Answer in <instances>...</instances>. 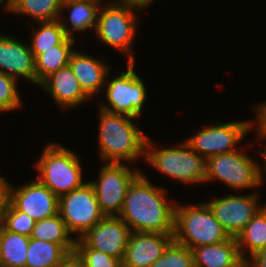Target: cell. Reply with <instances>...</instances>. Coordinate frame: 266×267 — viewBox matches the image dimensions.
<instances>
[{
    "label": "cell",
    "mask_w": 266,
    "mask_h": 267,
    "mask_svg": "<svg viewBox=\"0 0 266 267\" xmlns=\"http://www.w3.org/2000/svg\"><path fill=\"white\" fill-rule=\"evenodd\" d=\"M141 172L130 184L119 217L131 232L173 234L175 200Z\"/></svg>",
    "instance_id": "cell-1"
},
{
    "label": "cell",
    "mask_w": 266,
    "mask_h": 267,
    "mask_svg": "<svg viewBox=\"0 0 266 267\" xmlns=\"http://www.w3.org/2000/svg\"><path fill=\"white\" fill-rule=\"evenodd\" d=\"M98 151L104 163H134L145 159L147 135L133 123L134 118L98 108Z\"/></svg>",
    "instance_id": "cell-2"
},
{
    "label": "cell",
    "mask_w": 266,
    "mask_h": 267,
    "mask_svg": "<svg viewBox=\"0 0 266 267\" xmlns=\"http://www.w3.org/2000/svg\"><path fill=\"white\" fill-rule=\"evenodd\" d=\"M230 238L207 203L175 205L173 240L189 249Z\"/></svg>",
    "instance_id": "cell-3"
},
{
    "label": "cell",
    "mask_w": 266,
    "mask_h": 267,
    "mask_svg": "<svg viewBox=\"0 0 266 267\" xmlns=\"http://www.w3.org/2000/svg\"><path fill=\"white\" fill-rule=\"evenodd\" d=\"M79 158L60 143H47L34 165L39 173L37 179L57 197L69 193L86 183Z\"/></svg>",
    "instance_id": "cell-4"
},
{
    "label": "cell",
    "mask_w": 266,
    "mask_h": 267,
    "mask_svg": "<svg viewBox=\"0 0 266 267\" xmlns=\"http://www.w3.org/2000/svg\"><path fill=\"white\" fill-rule=\"evenodd\" d=\"M144 160L147 165L187 186L205 183L206 160L185 141L172 148L161 149L154 146L147 136Z\"/></svg>",
    "instance_id": "cell-5"
},
{
    "label": "cell",
    "mask_w": 266,
    "mask_h": 267,
    "mask_svg": "<svg viewBox=\"0 0 266 267\" xmlns=\"http://www.w3.org/2000/svg\"><path fill=\"white\" fill-rule=\"evenodd\" d=\"M104 4L94 31L97 39L127 55L128 62H135L132 46L140 22L138 13L143 10L120 0H110Z\"/></svg>",
    "instance_id": "cell-6"
},
{
    "label": "cell",
    "mask_w": 266,
    "mask_h": 267,
    "mask_svg": "<svg viewBox=\"0 0 266 267\" xmlns=\"http://www.w3.org/2000/svg\"><path fill=\"white\" fill-rule=\"evenodd\" d=\"M135 62H128L127 70L121 71L109 81L108 72L102 93H106V104L101 102L98 107L104 111L125 114L134 118L142 115L147 99V88L144 80L134 70ZM109 81V82H108Z\"/></svg>",
    "instance_id": "cell-7"
},
{
    "label": "cell",
    "mask_w": 266,
    "mask_h": 267,
    "mask_svg": "<svg viewBox=\"0 0 266 267\" xmlns=\"http://www.w3.org/2000/svg\"><path fill=\"white\" fill-rule=\"evenodd\" d=\"M221 181L233 190L242 191L261 186L257 160L243 149L219 154L206 160L205 183ZM242 189V190H241Z\"/></svg>",
    "instance_id": "cell-8"
},
{
    "label": "cell",
    "mask_w": 266,
    "mask_h": 267,
    "mask_svg": "<svg viewBox=\"0 0 266 267\" xmlns=\"http://www.w3.org/2000/svg\"><path fill=\"white\" fill-rule=\"evenodd\" d=\"M141 172L126 163H104L100 167L98 179L89 183L105 216H119L128 188Z\"/></svg>",
    "instance_id": "cell-9"
},
{
    "label": "cell",
    "mask_w": 266,
    "mask_h": 267,
    "mask_svg": "<svg viewBox=\"0 0 266 267\" xmlns=\"http://www.w3.org/2000/svg\"><path fill=\"white\" fill-rule=\"evenodd\" d=\"M58 214L68 231L72 235L76 234V239L105 217L100 210L94 189L87 181L81 187L59 197Z\"/></svg>",
    "instance_id": "cell-10"
},
{
    "label": "cell",
    "mask_w": 266,
    "mask_h": 267,
    "mask_svg": "<svg viewBox=\"0 0 266 267\" xmlns=\"http://www.w3.org/2000/svg\"><path fill=\"white\" fill-rule=\"evenodd\" d=\"M203 127L185 142L205 160L240 149L239 144L253 130V121H232ZM241 141V142H240ZM238 145V146H237Z\"/></svg>",
    "instance_id": "cell-11"
},
{
    "label": "cell",
    "mask_w": 266,
    "mask_h": 267,
    "mask_svg": "<svg viewBox=\"0 0 266 267\" xmlns=\"http://www.w3.org/2000/svg\"><path fill=\"white\" fill-rule=\"evenodd\" d=\"M247 194V195H246ZM245 195L226 194V196L206 202L214 217L223 226L230 237H237L243 228L253 219L265 205H258V193Z\"/></svg>",
    "instance_id": "cell-12"
},
{
    "label": "cell",
    "mask_w": 266,
    "mask_h": 267,
    "mask_svg": "<svg viewBox=\"0 0 266 267\" xmlns=\"http://www.w3.org/2000/svg\"><path fill=\"white\" fill-rule=\"evenodd\" d=\"M9 202L35 221L58 214L59 197L37 178L15 187L8 181Z\"/></svg>",
    "instance_id": "cell-13"
},
{
    "label": "cell",
    "mask_w": 266,
    "mask_h": 267,
    "mask_svg": "<svg viewBox=\"0 0 266 267\" xmlns=\"http://www.w3.org/2000/svg\"><path fill=\"white\" fill-rule=\"evenodd\" d=\"M130 234V228L119 216H105L80 239L89 248L101 251L121 261Z\"/></svg>",
    "instance_id": "cell-14"
},
{
    "label": "cell",
    "mask_w": 266,
    "mask_h": 267,
    "mask_svg": "<svg viewBox=\"0 0 266 267\" xmlns=\"http://www.w3.org/2000/svg\"><path fill=\"white\" fill-rule=\"evenodd\" d=\"M0 72L36 85L35 58L29 44L0 33Z\"/></svg>",
    "instance_id": "cell-15"
},
{
    "label": "cell",
    "mask_w": 266,
    "mask_h": 267,
    "mask_svg": "<svg viewBox=\"0 0 266 267\" xmlns=\"http://www.w3.org/2000/svg\"><path fill=\"white\" fill-rule=\"evenodd\" d=\"M172 240L173 234L131 232L121 265L150 267Z\"/></svg>",
    "instance_id": "cell-16"
},
{
    "label": "cell",
    "mask_w": 266,
    "mask_h": 267,
    "mask_svg": "<svg viewBox=\"0 0 266 267\" xmlns=\"http://www.w3.org/2000/svg\"><path fill=\"white\" fill-rule=\"evenodd\" d=\"M39 87L49 93L58 106L65 109H74L89 99L92 100L81 88L69 65L50 74Z\"/></svg>",
    "instance_id": "cell-17"
},
{
    "label": "cell",
    "mask_w": 266,
    "mask_h": 267,
    "mask_svg": "<svg viewBox=\"0 0 266 267\" xmlns=\"http://www.w3.org/2000/svg\"><path fill=\"white\" fill-rule=\"evenodd\" d=\"M102 58L98 59L83 52L74 51L69 60V67L79 81L83 91L92 99L103 92L106 77L111 67Z\"/></svg>",
    "instance_id": "cell-18"
},
{
    "label": "cell",
    "mask_w": 266,
    "mask_h": 267,
    "mask_svg": "<svg viewBox=\"0 0 266 267\" xmlns=\"http://www.w3.org/2000/svg\"><path fill=\"white\" fill-rule=\"evenodd\" d=\"M102 0H63L59 21L68 37L74 38V31H94L97 26L98 14ZM65 10L69 13L68 21L62 19ZM67 22V23H66ZM70 24H69V23Z\"/></svg>",
    "instance_id": "cell-19"
},
{
    "label": "cell",
    "mask_w": 266,
    "mask_h": 267,
    "mask_svg": "<svg viewBox=\"0 0 266 267\" xmlns=\"http://www.w3.org/2000/svg\"><path fill=\"white\" fill-rule=\"evenodd\" d=\"M195 267H244L236 237L191 249Z\"/></svg>",
    "instance_id": "cell-20"
},
{
    "label": "cell",
    "mask_w": 266,
    "mask_h": 267,
    "mask_svg": "<svg viewBox=\"0 0 266 267\" xmlns=\"http://www.w3.org/2000/svg\"><path fill=\"white\" fill-rule=\"evenodd\" d=\"M236 240L244 262L248 259L247 253L251 257L266 248V203L237 235Z\"/></svg>",
    "instance_id": "cell-21"
},
{
    "label": "cell",
    "mask_w": 266,
    "mask_h": 267,
    "mask_svg": "<svg viewBox=\"0 0 266 267\" xmlns=\"http://www.w3.org/2000/svg\"><path fill=\"white\" fill-rule=\"evenodd\" d=\"M76 39L67 37L61 44L46 50L35 58L36 86L53 72L68 66L70 57L75 51Z\"/></svg>",
    "instance_id": "cell-22"
},
{
    "label": "cell",
    "mask_w": 266,
    "mask_h": 267,
    "mask_svg": "<svg viewBox=\"0 0 266 267\" xmlns=\"http://www.w3.org/2000/svg\"><path fill=\"white\" fill-rule=\"evenodd\" d=\"M30 238L60 244L68 252L75 250L76 237H72L59 214L36 221Z\"/></svg>",
    "instance_id": "cell-23"
},
{
    "label": "cell",
    "mask_w": 266,
    "mask_h": 267,
    "mask_svg": "<svg viewBox=\"0 0 266 267\" xmlns=\"http://www.w3.org/2000/svg\"><path fill=\"white\" fill-rule=\"evenodd\" d=\"M30 237L0 227V267H25Z\"/></svg>",
    "instance_id": "cell-24"
},
{
    "label": "cell",
    "mask_w": 266,
    "mask_h": 267,
    "mask_svg": "<svg viewBox=\"0 0 266 267\" xmlns=\"http://www.w3.org/2000/svg\"><path fill=\"white\" fill-rule=\"evenodd\" d=\"M63 0H11L5 9L12 14L30 16L36 22L59 20Z\"/></svg>",
    "instance_id": "cell-25"
},
{
    "label": "cell",
    "mask_w": 266,
    "mask_h": 267,
    "mask_svg": "<svg viewBox=\"0 0 266 267\" xmlns=\"http://www.w3.org/2000/svg\"><path fill=\"white\" fill-rule=\"evenodd\" d=\"M67 253L60 244L30 238L25 267H55Z\"/></svg>",
    "instance_id": "cell-26"
},
{
    "label": "cell",
    "mask_w": 266,
    "mask_h": 267,
    "mask_svg": "<svg viewBox=\"0 0 266 267\" xmlns=\"http://www.w3.org/2000/svg\"><path fill=\"white\" fill-rule=\"evenodd\" d=\"M40 27L37 29L32 25L30 49L34 58L39 54L45 53L46 50L61 44L68 36L66 35L59 20L39 22Z\"/></svg>",
    "instance_id": "cell-27"
},
{
    "label": "cell",
    "mask_w": 266,
    "mask_h": 267,
    "mask_svg": "<svg viewBox=\"0 0 266 267\" xmlns=\"http://www.w3.org/2000/svg\"><path fill=\"white\" fill-rule=\"evenodd\" d=\"M150 267H195L192 250L172 240Z\"/></svg>",
    "instance_id": "cell-28"
},
{
    "label": "cell",
    "mask_w": 266,
    "mask_h": 267,
    "mask_svg": "<svg viewBox=\"0 0 266 267\" xmlns=\"http://www.w3.org/2000/svg\"><path fill=\"white\" fill-rule=\"evenodd\" d=\"M17 85L15 78L0 72V112L15 111L22 107Z\"/></svg>",
    "instance_id": "cell-29"
},
{
    "label": "cell",
    "mask_w": 266,
    "mask_h": 267,
    "mask_svg": "<svg viewBox=\"0 0 266 267\" xmlns=\"http://www.w3.org/2000/svg\"><path fill=\"white\" fill-rule=\"evenodd\" d=\"M36 221L17 210L10 202L5 210L3 228L7 231L27 235L30 237Z\"/></svg>",
    "instance_id": "cell-30"
},
{
    "label": "cell",
    "mask_w": 266,
    "mask_h": 267,
    "mask_svg": "<svg viewBox=\"0 0 266 267\" xmlns=\"http://www.w3.org/2000/svg\"><path fill=\"white\" fill-rule=\"evenodd\" d=\"M75 250L81 256L84 267H119L121 265L119 259L89 248L80 238L76 239Z\"/></svg>",
    "instance_id": "cell-31"
},
{
    "label": "cell",
    "mask_w": 266,
    "mask_h": 267,
    "mask_svg": "<svg viewBox=\"0 0 266 267\" xmlns=\"http://www.w3.org/2000/svg\"><path fill=\"white\" fill-rule=\"evenodd\" d=\"M9 202L8 180L0 175V227L3 226L4 214Z\"/></svg>",
    "instance_id": "cell-32"
},
{
    "label": "cell",
    "mask_w": 266,
    "mask_h": 267,
    "mask_svg": "<svg viewBox=\"0 0 266 267\" xmlns=\"http://www.w3.org/2000/svg\"><path fill=\"white\" fill-rule=\"evenodd\" d=\"M55 267H84L81 256L76 250L68 252Z\"/></svg>",
    "instance_id": "cell-33"
},
{
    "label": "cell",
    "mask_w": 266,
    "mask_h": 267,
    "mask_svg": "<svg viewBox=\"0 0 266 267\" xmlns=\"http://www.w3.org/2000/svg\"><path fill=\"white\" fill-rule=\"evenodd\" d=\"M252 128L256 129V134L257 137L260 141H266V131H260L258 130L256 127H254V125L252 126ZM261 152V153H260ZM255 153H259V155H261L263 157V165L261 167V164H258V174H259V178H260V182L263 186L264 180L266 179V147L262 148V151L259 149L257 152L255 151ZM265 176V177H264Z\"/></svg>",
    "instance_id": "cell-34"
},
{
    "label": "cell",
    "mask_w": 266,
    "mask_h": 267,
    "mask_svg": "<svg viewBox=\"0 0 266 267\" xmlns=\"http://www.w3.org/2000/svg\"><path fill=\"white\" fill-rule=\"evenodd\" d=\"M253 108L255 109L257 116L255 117L257 121L253 120V125L260 131H266V101L259 103V105H256V107L254 106Z\"/></svg>",
    "instance_id": "cell-35"
},
{
    "label": "cell",
    "mask_w": 266,
    "mask_h": 267,
    "mask_svg": "<svg viewBox=\"0 0 266 267\" xmlns=\"http://www.w3.org/2000/svg\"><path fill=\"white\" fill-rule=\"evenodd\" d=\"M244 267H266V248L248 257Z\"/></svg>",
    "instance_id": "cell-36"
},
{
    "label": "cell",
    "mask_w": 266,
    "mask_h": 267,
    "mask_svg": "<svg viewBox=\"0 0 266 267\" xmlns=\"http://www.w3.org/2000/svg\"><path fill=\"white\" fill-rule=\"evenodd\" d=\"M120 1L135 6L143 11L144 9L146 10V8L149 7L148 6L149 4L153 3V0H120Z\"/></svg>",
    "instance_id": "cell-37"
},
{
    "label": "cell",
    "mask_w": 266,
    "mask_h": 267,
    "mask_svg": "<svg viewBox=\"0 0 266 267\" xmlns=\"http://www.w3.org/2000/svg\"><path fill=\"white\" fill-rule=\"evenodd\" d=\"M11 0H0V5L3 6V10H5L10 5Z\"/></svg>",
    "instance_id": "cell-38"
}]
</instances>
